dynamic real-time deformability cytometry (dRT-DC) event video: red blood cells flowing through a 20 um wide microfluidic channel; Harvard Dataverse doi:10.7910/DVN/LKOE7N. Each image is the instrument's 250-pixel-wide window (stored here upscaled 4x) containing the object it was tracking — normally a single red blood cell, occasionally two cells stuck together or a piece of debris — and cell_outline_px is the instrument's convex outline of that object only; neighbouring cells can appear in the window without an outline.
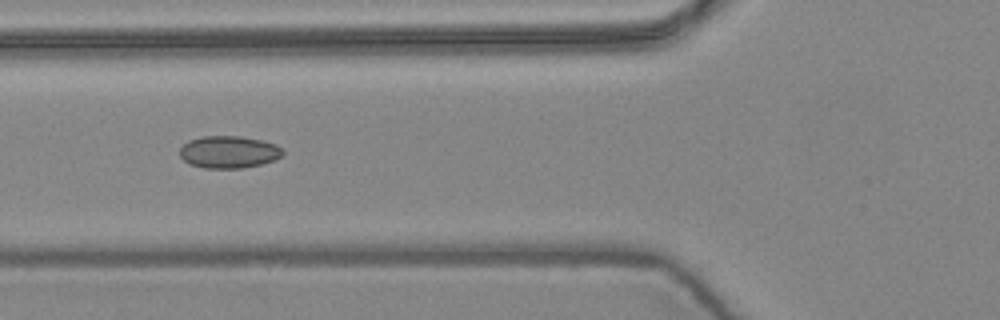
{"species": "common noctule bat (a hibernating species)", "species_latin": "Nyctalus noctula", "temperature_condition": "warm", "stored_images_in_passage": 7, "camera_frame_rate_fps": 3000, "um_per_image_px": 0.085, "animal": {"sex": "female", "body_mass_g": 24.6, "forearm_length_mm": 56.2}, "frame": {"image": 1, "passage_image": 2, "time_ms": 0.333, "image_size_px": [1000, 320], "cell_outline_px": [[284, 156], [260, 164], [244, 168], [204, 168], [192, 164], [184, 160], [180, 156], [180, 148], [188, 140], [204, 136], [240, 136], [260, 140], [276, 144], [284, 148]], "centroid_in_image_um": [19.48, 12.91], "position_along_channel_um": 106.3, "area_um2": 19.36}}
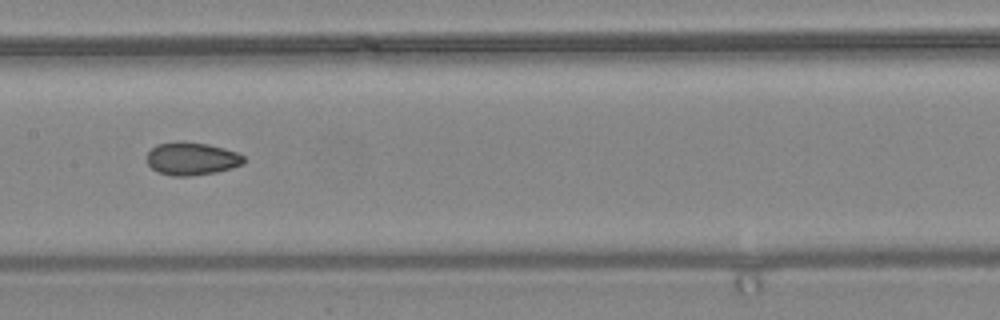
{"frame": {"image": 2, "passage_image": 4, "time_ms": 1.0, "image_size_px": [1000, 320], "cell_outline_px": [[244, 164], [232, 168], [216, 172], [192, 176], [172, 176], [156, 172], [148, 164], [148, 152], [156, 144], [180, 140], [184, 140], [208, 144], [224, 148], [236, 152], [244, 156]], "centroid_in_image_um": [16.29, 13.48], "position_along_channel_um": 191.1, "area_um2": 18.84}}
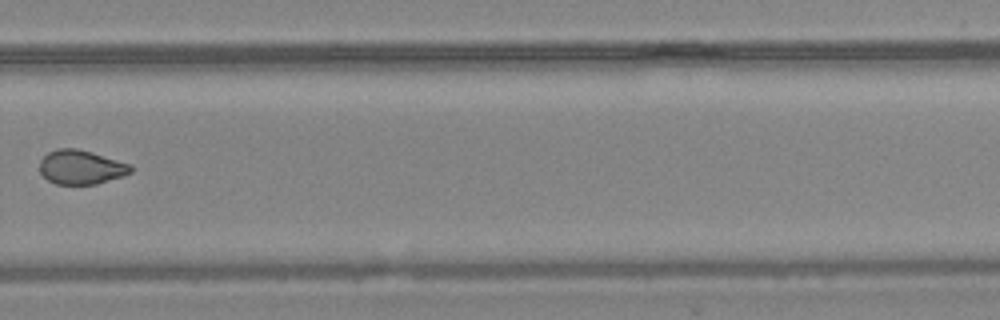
{"frame": {"image": 3, "passage_image": 7, "time_ms": 2.0, "image_size_px": [1000, 320], "cell_outline_px": [[132, 172], [124, 176], [96, 184], [56, 184], [48, 180], [40, 172], [40, 160], [48, 152], [56, 148], [76, 148], [92, 152], [132, 164]], "centroid_in_image_um": [6.91, 14.2], "position_along_channel_um": 322.9, "area_um2": 18.26}}